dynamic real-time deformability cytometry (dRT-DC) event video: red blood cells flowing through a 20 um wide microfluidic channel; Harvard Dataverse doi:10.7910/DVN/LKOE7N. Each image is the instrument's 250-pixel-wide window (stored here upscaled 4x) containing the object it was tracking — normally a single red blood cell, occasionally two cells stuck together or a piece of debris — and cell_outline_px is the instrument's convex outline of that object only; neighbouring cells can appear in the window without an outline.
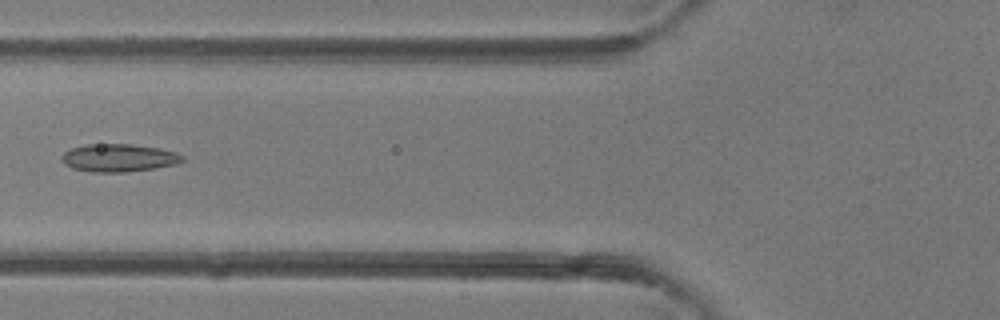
{"species": "common noctule bat (a hibernating species)", "species_latin": "Nyctalus noctula", "temperature_condition": "room temperature", "stored_images_in_passage": 5, "camera_frame_rate_fps": 3000, "um_per_image_px": 0.085, "animal": {"sex": "female"}, "frame": {"image": 1, "passage_image": 5, "time_ms": 4.667, "image_size_px": [1000, 320], "cell_outline_px": [[184, 160], [176, 164], [156, 168], [124, 172], [88, 172], [72, 168], [64, 164], [60, 160], [60, 156], [64, 152], [72, 148], [88, 144], [132, 144], [160, 148], [176, 152], [184, 156]], "centroid_in_image_um": [10.08, 13.42], "position_along_channel_um": 115.7, "area_um2": 19.77}}